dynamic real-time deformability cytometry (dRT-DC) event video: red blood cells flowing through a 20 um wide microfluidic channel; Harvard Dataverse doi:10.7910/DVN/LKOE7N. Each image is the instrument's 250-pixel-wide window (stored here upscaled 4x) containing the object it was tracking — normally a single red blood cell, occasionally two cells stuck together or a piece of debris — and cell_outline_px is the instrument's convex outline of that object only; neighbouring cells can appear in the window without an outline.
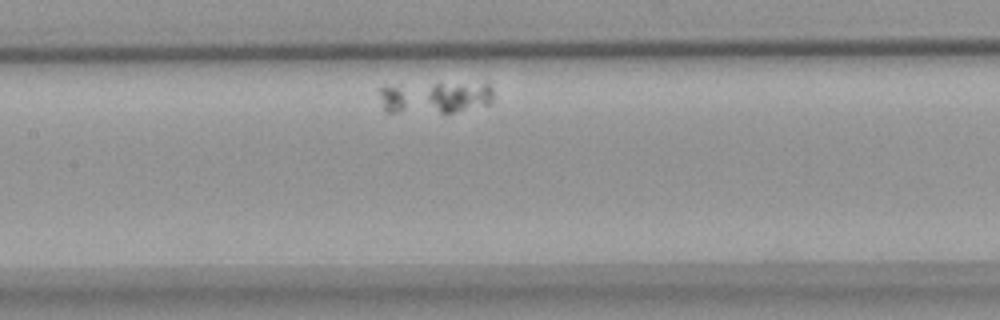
{"species": "common noctule bat (a hibernating species)", "species_latin": "Nyctalus noctula", "temperature_condition": "warm", "stored_images_in_passage": 4, "camera_frame_rate_fps": 3000, "um_per_image_px": 0.085, "animal": {"sex": "female", "body_mass_g": 18.4}, "frame": {"image": 1, "passage_image": 4, "time_ms": 3.333, "image_size_px": [1000, 320], "cell_outline_px": [[492, 100], [488, 104], [452, 112], [440, 112], [428, 100], [428, 92], [432, 84], [488, 84], [492, 88]], "centroid_in_image_um": [39.03, 8.19], "position_along_channel_um": 168.4, "area_um2": 10.92}}